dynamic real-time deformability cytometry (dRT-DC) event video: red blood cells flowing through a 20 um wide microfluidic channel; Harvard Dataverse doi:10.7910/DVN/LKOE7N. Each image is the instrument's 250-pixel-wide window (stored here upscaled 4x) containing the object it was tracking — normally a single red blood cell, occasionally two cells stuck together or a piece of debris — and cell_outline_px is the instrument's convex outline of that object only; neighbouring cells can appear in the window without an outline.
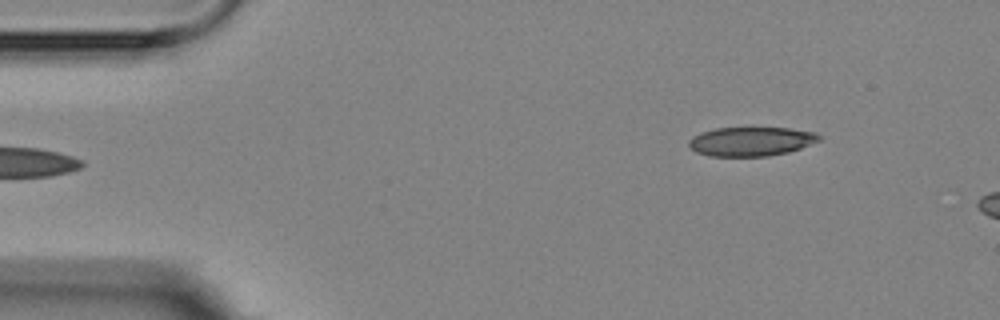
{"species": "Egyptian fruit bat (a non-hibernating species)", "species_latin": "Rousettus aegyptiacus", "temperature_condition": "room temperature", "stored_images_in_passage": 3, "segment_of_instrument_passage": [2, 2], "camera_frame_rate_fps": 3000, "um_per_image_px": 0.085, "animal": {"sex": "female"}, "frame": {"image": 1, "passage_image": 3, "time_ms": 2.333, "image_size_px": [1000, 320], "cell_outline_px": [[820, 140], [800, 148], [788, 152], [768, 156], [708, 156], [696, 152], [688, 148], [688, 140], [700, 132], [716, 128], [748, 124], [788, 128], [816, 132], [820, 136]], "centroid_in_image_um": [63.8, 11.97], "position_along_channel_um": 21.2, "area_um2": 23.18}}